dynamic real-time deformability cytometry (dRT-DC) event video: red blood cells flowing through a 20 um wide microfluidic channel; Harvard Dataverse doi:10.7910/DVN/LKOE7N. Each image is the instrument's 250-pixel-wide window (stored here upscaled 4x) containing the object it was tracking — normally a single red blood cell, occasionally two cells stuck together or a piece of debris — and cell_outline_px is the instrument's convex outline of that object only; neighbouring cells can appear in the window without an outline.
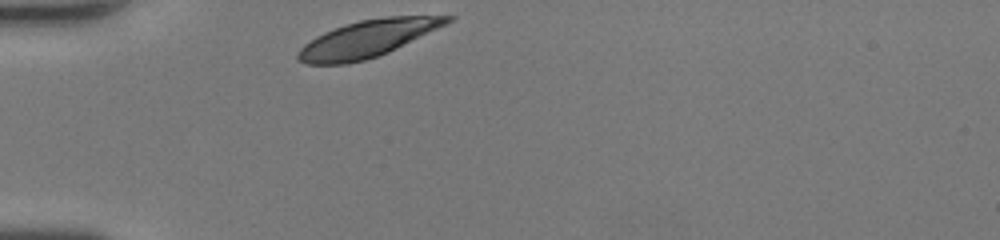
{"species": "human", "species_latin": "Homo sapiens", "temperature_condition": "room temperature", "stored_images_in_passage": 26, "camera_frame_rate_fps": 3000, "um_per_image_px": 0.085, "donor": {"sex": "female"}, "frame": {"image": 1, "passage_image": 1, "time_ms": 0.0, "image_size_px": [1000, 240], "cell_outline_px": [[456, 16], [452, 20], [388, 52], [364, 60], [348, 64], [304, 64], [296, 56], [296, 52], [304, 44], [316, 36], [324, 32], [360, 20], [384, 16]], "centroid_in_image_um": [31.16, 3.3], "position_along_channel_um": 53.8, "area_um2": 31.44}}
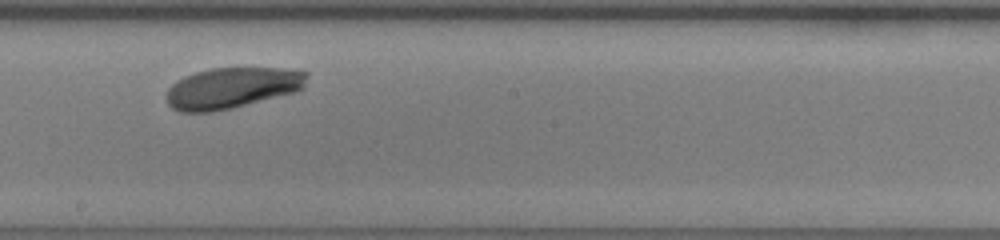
{"frame": {"image": 2, "passage_image": 15, "time_ms": 4.667, "image_size_px": [1000, 240], "cell_outline_px": [[308, 76], [304, 88], [296, 92], [232, 108], [212, 112], [180, 112], [172, 108], [168, 104], [164, 96], [168, 88], [176, 80], [184, 76], [196, 72], [212, 68], [280, 68], [308, 72]], "centroid_in_image_um": [19.7, 7.48], "position_along_channel_um": 228.5, "area_um2": 33.81}}
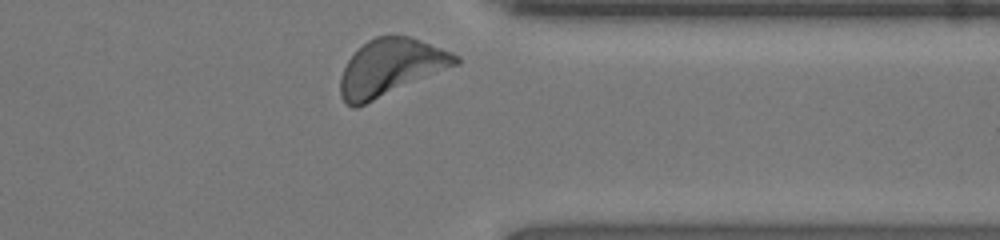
{"frame": {"image": 3, "passage_image": 26, "time_ms": 8.333, "image_size_px": [1000, 240], "cell_outline_px": [[460, 64], [356, 108], [352, 108], [340, 96], [340, 76], [348, 60], [368, 40], [376, 36], [408, 36], [420, 40], [460, 56]], "centroid_in_image_um": [33.21, 5.75], "position_along_channel_um": 378.2, "area_um2": 37.74}, "authors_computed_cell_mechanics": {"area_um2": 33.6107, "velocity_mm_per_s": 4.1309, "shape_relaxation_time_tau1_ms": 1.3396, "shape_relaxation_time_tau2_ms": 9.8608, "deformation_change_tau1": 0.1221, "deformation_change_tau2": 0.2202}}